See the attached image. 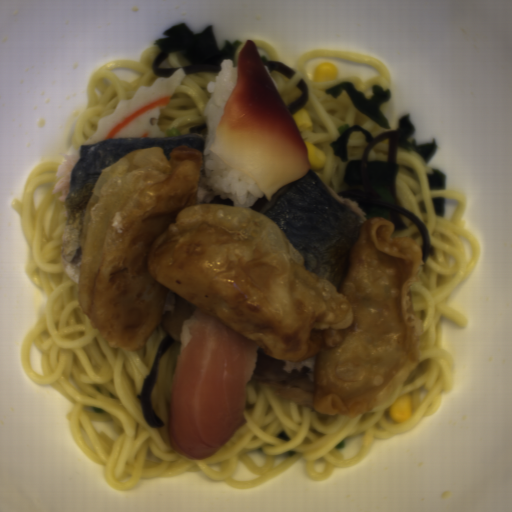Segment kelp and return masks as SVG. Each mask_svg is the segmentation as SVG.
Returning a JSON list of instances; mask_svg holds the SVG:
<instances>
[{
    "instance_id": "obj_1",
    "label": "kelp",
    "mask_w": 512,
    "mask_h": 512,
    "mask_svg": "<svg viewBox=\"0 0 512 512\" xmlns=\"http://www.w3.org/2000/svg\"><path fill=\"white\" fill-rule=\"evenodd\" d=\"M366 137L365 152L361 159L349 161L347 143L354 131ZM416 126L408 114L398 118L396 130H383L372 135L360 125H354L343 132L338 139L330 142L336 157L344 164L343 189L339 195L355 201L362 209L366 221L371 218H386L392 222V229L405 230L406 217L414 223L422 239L421 260L426 263L432 253L431 243L424 222L414 212L408 210L400 201L396 181L400 172L397 160L399 150L415 153L425 164L438 149L436 137L432 142L416 143ZM388 140L389 153L386 160L367 159V153L382 140Z\"/></svg>"
},
{
    "instance_id": "obj_2",
    "label": "kelp",
    "mask_w": 512,
    "mask_h": 512,
    "mask_svg": "<svg viewBox=\"0 0 512 512\" xmlns=\"http://www.w3.org/2000/svg\"><path fill=\"white\" fill-rule=\"evenodd\" d=\"M159 52L151 68L154 75L166 77L172 75L180 67L160 68L161 63L173 51H180L190 63L184 67L185 74L220 73L221 64L230 59L234 63L235 54L241 46V41L226 39L222 46L214 34L212 24H208L199 32H193L187 23H177L166 29L153 43Z\"/></svg>"
},
{
    "instance_id": "obj_3",
    "label": "kelp",
    "mask_w": 512,
    "mask_h": 512,
    "mask_svg": "<svg viewBox=\"0 0 512 512\" xmlns=\"http://www.w3.org/2000/svg\"><path fill=\"white\" fill-rule=\"evenodd\" d=\"M342 92H345L353 106L370 120L384 129H390L391 125L381 106L389 101L391 88L372 85L369 98L363 92H358L351 81H341L325 90V93L335 100Z\"/></svg>"
},
{
    "instance_id": "obj_4",
    "label": "kelp",
    "mask_w": 512,
    "mask_h": 512,
    "mask_svg": "<svg viewBox=\"0 0 512 512\" xmlns=\"http://www.w3.org/2000/svg\"><path fill=\"white\" fill-rule=\"evenodd\" d=\"M173 339L174 338L171 336L169 332L163 337L157 349L152 369L149 375L144 378L141 394L137 395L136 398V400L141 406L142 414L147 425L159 429L165 426V423L155 412L151 402V396L159 373L160 361L166 350L171 345Z\"/></svg>"
},
{
    "instance_id": "obj_5",
    "label": "kelp",
    "mask_w": 512,
    "mask_h": 512,
    "mask_svg": "<svg viewBox=\"0 0 512 512\" xmlns=\"http://www.w3.org/2000/svg\"><path fill=\"white\" fill-rule=\"evenodd\" d=\"M295 86L300 90L301 95L295 101L285 106L291 118L294 115H296L299 112V110L309 101L310 97L309 88L304 79H300L299 81H297Z\"/></svg>"
},
{
    "instance_id": "obj_6",
    "label": "kelp",
    "mask_w": 512,
    "mask_h": 512,
    "mask_svg": "<svg viewBox=\"0 0 512 512\" xmlns=\"http://www.w3.org/2000/svg\"><path fill=\"white\" fill-rule=\"evenodd\" d=\"M427 186L430 190L447 189V173L438 168H433L425 174Z\"/></svg>"
},
{
    "instance_id": "obj_7",
    "label": "kelp",
    "mask_w": 512,
    "mask_h": 512,
    "mask_svg": "<svg viewBox=\"0 0 512 512\" xmlns=\"http://www.w3.org/2000/svg\"><path fill=\"white\" fill-rule=\"evenodd\" d=\"M260 58L264 64L268 74L272 71H279L280 73H282L289 79H292L295 76L296 71L294 69H292L290 66H288L287 64L279 62L275 59H269L264 54L262 56H260Z\"/></svg>"
},
{
    "instance_id": "obj_8",
    "label": "kelp",
    "mask_w": 512,
    "mask_h": 512,
    "mask_svg": "<svg viewBox=\"0 0 512 512\" xmlns=\"http://www.w3.org/2000/svg\"><path fill=\"white\" fill-rule=\"evenodd\" d=\"M431 201L435 216L444 218L446 216V199L435 196L431 198Z\"/></svg>"
},
{
    "instance_id": "obj_9",
    "label": "kelp",
    "mask_w": 512,
    "mask_h": 512,
    "mask_svg": "<svg viewBox=\"0 0 512 512\" xmlns=\"http://www.w3.org/2000/svg\"><path fill=\"white\" fill-rule=\"evenodd\" d=\"M206 130H207V123H200V124L193 125L192 127H190L187 133L189 136L204 135V137H205Z\"/></svg>"
}]
</instances>
